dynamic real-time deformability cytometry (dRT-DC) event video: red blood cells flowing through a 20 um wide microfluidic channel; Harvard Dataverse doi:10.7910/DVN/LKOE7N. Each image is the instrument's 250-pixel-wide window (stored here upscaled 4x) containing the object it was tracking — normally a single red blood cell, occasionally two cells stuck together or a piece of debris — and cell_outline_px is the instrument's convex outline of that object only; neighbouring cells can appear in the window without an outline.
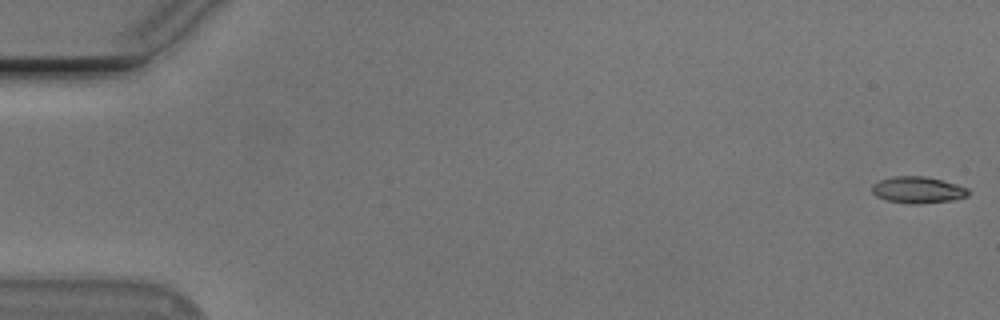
{"species": "Egyptian fruit bat (a non-hibernating species)", "species_latin": "Rousettus aegyptiacus", "temperature_condition": "cold", "stored_images_in_passage": 54, "camera_frame_rate_fps": 3000, "um_per_image_px": 0.085, "animal": {"sex": "male"}, "frame": {"image": 1, "passage_image": 1, "time_ms": 0.0, "image_size_px": [1000, 320], "cell_outline_px": [[968, 196], [952, 200], [916, 204], [912, 204], [888, 200], [876, 196], [872, 192], [872, 184], [880, 180], [892, 176], [924, 176], [956, 184], [968, 188]], "centroid_in_image_um": [78.0, 16.14], "position_along_channel_um": 7.0, "area_um2": 14.74}}
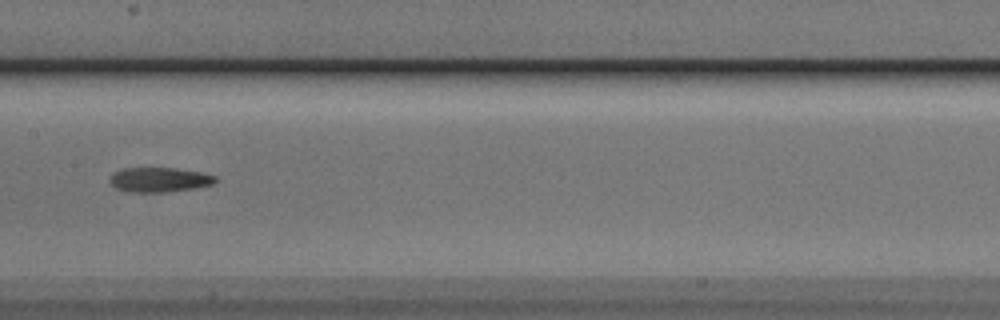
{"frame": {"image": 2, "passage_image": 28, "time_ms": 9.0, "image_size_px": [1000, 320], "cell_outline_px": [[216, 180], [212, 184], [196, 188], [164, 192], [128, 192], [116, 188], [108, 180], [116, 172], [124, 168], [172, 168], [200, 172], [216, 176]], "centroid_in_image_um": [13.54, 15.28], "position_along_channel_um": 193.9, "area_um2": 14.97}}
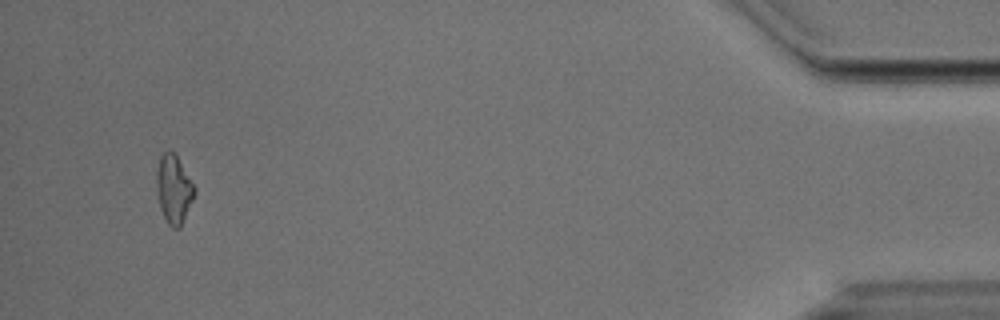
{"frame": {"image": 3, "passage_image": 52, "time_ms": 17.0, "image_size_px": [1000, 320], "cell_outline_px": [[196, 192], [180, 228], [172, 228], [168, 224], [160, 208], [156, 188], [156, 172], [160, 156], [164, 152], [172, 152], [176, 156], [196, 188]], "centroid_in_image_um": [14.76, 16.11], "position_along_channel_um": 420.4, "area_um2": 14.91}, "authors_computed_cell_mechanics": {"area_um2": 14.8546, "velocity_mm_per_s": 3.801, "shape_relaxation_time_tau1_ms": null, "shape_relaxation_time_tau2_ms": 8.2262, "deformation_change_tau1": null, "deformation_change_tau2": 0.1991}}